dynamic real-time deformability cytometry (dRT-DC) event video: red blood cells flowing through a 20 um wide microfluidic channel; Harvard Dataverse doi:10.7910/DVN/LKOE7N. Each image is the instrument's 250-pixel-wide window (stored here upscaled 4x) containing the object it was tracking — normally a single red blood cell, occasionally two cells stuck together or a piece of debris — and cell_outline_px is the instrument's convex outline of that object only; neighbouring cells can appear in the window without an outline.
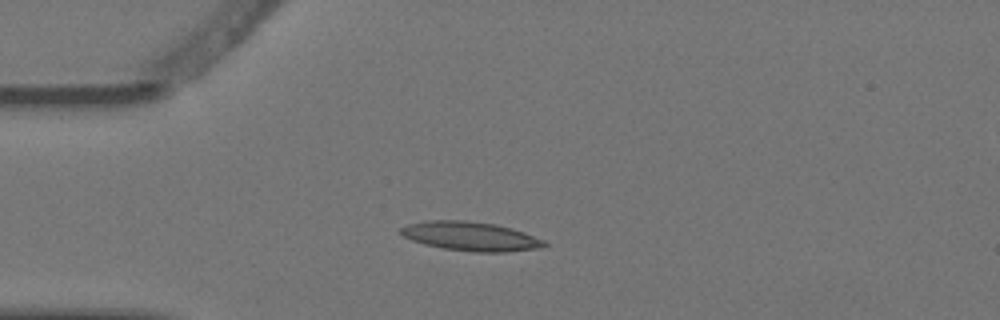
{"species": "Egyptian fruit bat (a non-hibernating species)", "species_latin": "Rousettus aegyptiacus", "temperature_condition": "warm", "stored_images_in_passage": 4, "camera_frame_rate_fps": 3000, "um_per_image_px": 0.085, "animal": {"sex": "female"}, "frame": {"image": 1, "passage_image": 3, "time_ms": 0.667, "image_size_px": [1000, 320], "cell_outline_px": [[548, 248], [504, 252], [472, 252], [440, 248], [424, 244], [412, 240], [404, 236], [400, 232], [400, 228], [408, 224], [424, 220], [464, 220], [496, 224], [512, 228], [524, 232], [544, 240], [548, 244]], "centroid_in_image_um": [40.05, 20.09], "position_along_channel_um": 45.0, "area_um2": 24.68}}